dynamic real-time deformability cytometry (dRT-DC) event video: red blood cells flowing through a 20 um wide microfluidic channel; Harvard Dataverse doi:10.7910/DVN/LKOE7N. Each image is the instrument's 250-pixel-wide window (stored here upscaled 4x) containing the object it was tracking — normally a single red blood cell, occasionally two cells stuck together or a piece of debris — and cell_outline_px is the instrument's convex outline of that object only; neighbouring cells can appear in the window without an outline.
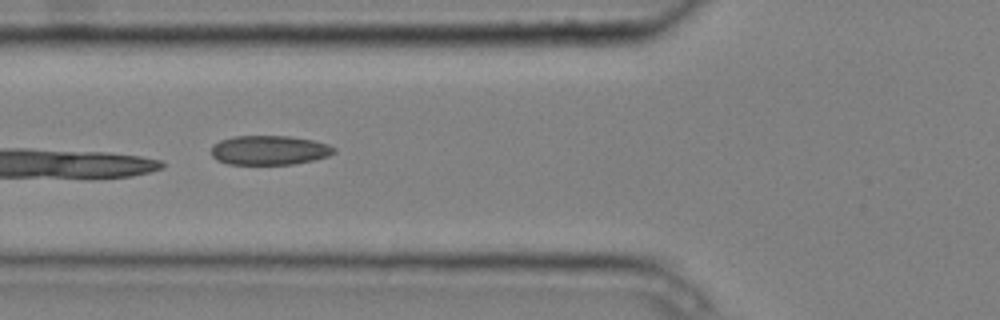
{"species": "common noctule bat (a hibernating species)", "species_latin": "Nyctalus noctula", "temperature_condition": "cold", "stored_images_in_passage": 10, "camera_frame_rate_fps": 3000, "um_per_image_px": 0.085, "animal": {"sex": "male", "body_mass_g": 20.4}, "frame": {"image": 1, "passage_image": 6, "time_ms": 1.667, "image_size_px": [1000, 320], "cell_outline_px": [[336, 152], [328, 156], [312, 160], [292, 164], [228, 164], [216, 160], [212, 156], [212, 144], [220, 140], [232, 136], [288, 136], [312, 140], [328, 144], [336, 148]], "centroid_in_image_um": [22.87, 12.76], "position_along_channel_um": 102.9, "area_um2": 21.04}}
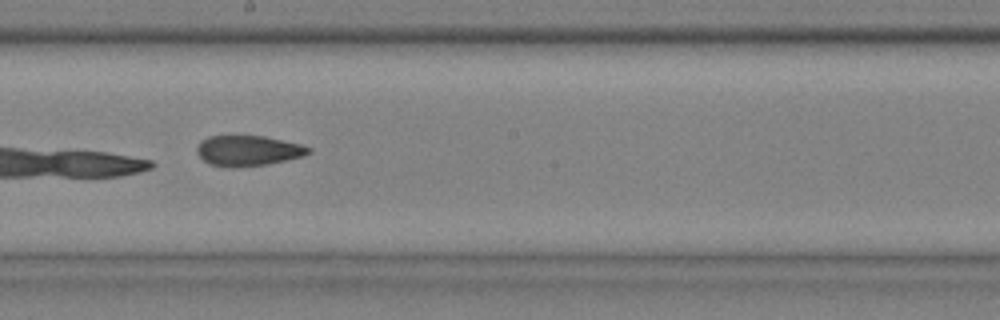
{"frame": {"image": 2, "passage_image": 9, "time_ms": 2.667, "image_size_px": [1000, 320], "cell_outline_px": [[312, 152], [304, 156], [268, 164], [232, 168], [208, 164], [196, 152], [196, 148], [200, 140], [208, 136], [264, 136], [304, 144], [312, 148]], "centroid_in_image_um": [21.11, 12.81], "position_along_channel_um": 227.1, "area_um2": 20.11}}
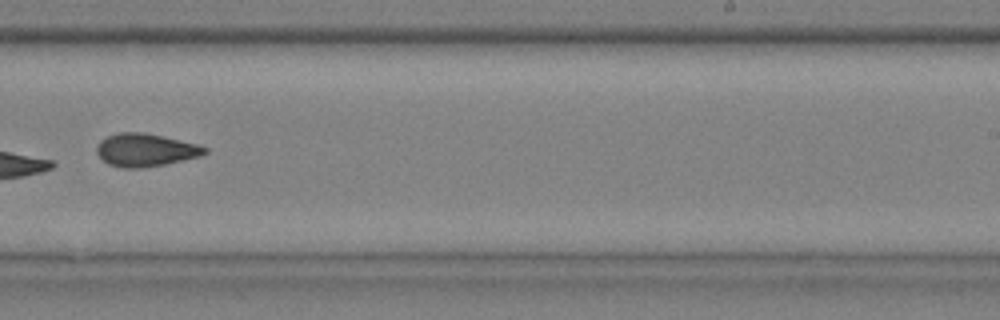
{"frame": {"image": 3, "passage_image": 10, "time_ms": 3.0, "image_size_px": [1000, 320], "cell_outline_px": [[208, 152], [200, 156], [164, 164], [140, 168], [120, 168], [108, 164], [96, 152], [96, 148], [100, 140], [108, 136], [120, 132], [144, 132], [200, 144], [208, 148]], "centroid_in_image_um": [12.38, 12.74], "position_along_channel_um": 276.6, "area_um2": 20.75}}